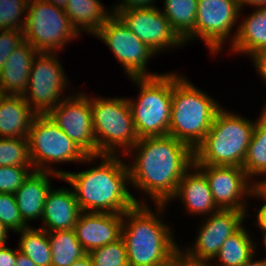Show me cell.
<instances>
[{
  "mask_svg": "<svg viewBox=\"0 0 266 266\" xmlns=\"http://www.w3.org/2000/svg\"><path fill=\"white\" fill-rule=\"evenodd\" d=\"M250 232L242 225L228 237L214 260L216 266H243L252 256L256 255V244Z\"/></svg>",
  "mask_w": 266,
  "mask_h": 266,
  "instance_id": "d4e9b609",
  "label": "cell"
},
{
  "mask_svg": "<svg viewBox=\"0 0 266 266\" xmlns=\"http://www.w3.org/2000/svg\"><path fill=\"white\" fill-rule=\"evenodd\" d=\"M15 266H37L28 256L19 251L17 247V259Z\"/></svg>",
  "mask_w": 266,
  "mask_h": 266,
  "instance_id": "60d3db41",
  "label": "cell"
},
{
  "mask_svg": "<svg viewBox=\"0 0 266 266\" xmlns=\"http://www.w3.org/2000/svg\"><path fill=\"white\" fill-rule=\"evenodd\" d=\"M0 166L32 167L27 138H0Z\"/></svg>",
  "mask_w": 266,
  "mask_h": 266,
  "instance_id": "f546056e",
  "label": "cell"
},
{
  "mask_svg": "<svg viewBox=\"0 0 266 266\" xmlns=\"http://www.w3.org/2000/svg\"><path fill=\"white\" fill-rule=\"evenodd\" d=\"M121 155H98V165L81 172H69L66 181L76 196L81 212L124 214L137 204H146L130 192V172Z\"/></svg>",
  "mask_w": 266,
  "mask_h": 266,
  "instance_id": "7a4b0ae2",
  "label": "cell"
},
{
  "mask_svg": "<svg viewBox=\"0 0 266 266\" xmlns=\"http://www.w3.org/2000/svg\"><path fill=\"white\" fill-rule=\"evenodd\" d=\"M72 26L80 34L95 35L113 14L100 0H68L64 8Z\"/></svg>",
  "mask_w": 266,
  "mask_h": 266,
  "instance_id": "cb8c5ba5",
  "label": "cell"
},
{
  "mask_svg": "<svg viewBox=\"0 0 266 266\" xmlns=\"http://www.w3.org/2000/svg\"><path fill=\"white\" fill-rule=\"evenodd\" d=\"M58 60L57 53L39 52L33 61L23 97L37 115H47L69 96L63 94L69 79Z\"/></svg>",
  "mask_w": 266,
  "mask_h": 266,
  "instance_id": "30bf717a",
  "label": "cell"
},
{
  "mask_svg": "<svg viewBox=\"0 0 266 266\" xmlns=\"http://www.w3.org/2000/svg\"><path fill=\"white\" fill-rule=\"evenodd\" d=\"M46 2L52 3L56 7L64 9L67 5L68 0H45Z\"/></svg>",
  "mask_w": 266,
  "mask_h": 266,
  "instance_id": "7dc6e473",
  "label": "cell"
},
{
  "mask_svg": "<svg viewBox=\"0 0 266 266\" xmlns=\"http://www.w3.org/2000/svg\"><path fill=\"white\" fill-rule=\"evenodd\" d=\"M39 52L29 42L24 41L8 57L0 71V94L22 95L28 88L30 70Z\"/></svg>",
  "mask_w": 266,
  "mask_h": 266,
  "instance_id": "44dd1931",
  "label": "cell"
},
{
  "mask_svg": "<svg viewBox=\"0 0 266 266\" xmlns=\"http://www.w3.org/2000/svg\"><path fill=\"white\" fill-rule=\"evenodd\" d=\"M248 211L223 210L205 217L198 230L195 242L184 250L189 257L197 260L212 261L218 254L225 240L235 233L250 217Z\"/></svg>",
  "mask_w": 266,
  "mask_h": 266,
  "instance_id": "2e32d148",
  "label": "cell"
},
{
  "mask_svg": "<svg viewBox=\"0 0 266 266\" xmlns=\"http://www.w3.org/2000/svg\"><path fill=\"white\" fill-rule=\"evenodd\" d=\"M180 199L191 215L209 216L219 209L213 201L206 176L193 164L181 178L172 200Z\"/></svg>",
  "mask_w": 266,
  "mask_h": 266,
  "instance_id": "ac0fdd59",
  "label": "cell"
},
{
  "mask_svg": "<svg viewBox=\"0 0 266 266\" xmlns=\"http://www.w3.org/2000/svg\"><path fill=\"white\" fill-rule=\"evenodd\" d=\"M91 110L98 155H126L139 140L127 98L93 96Z\"/></svg>",
  "mask_w": 266,
  "mask_h": 266,
  "instance_id": "52a82bcc",
  "label": "cell"
},
{
  "mask_svg": "<svg viewBox=\"0 0 266 266\" xmlns=\"http://www.w3.org/2000/svg\"><path fill=\"white\" fill-rule=\"evenodd\" d=\"M172 73V105L168 134L193 150L203 141L222 108L218 101L184 75Z\"/></svg>",
  "mask_w": 266,
  "mask_h": 266,
  "instance_id": "277c9868",
  "label": "cell"
},
{
  "mask_svg": "<svg viewBox=\"0 0 266 266\" xmlns=\"http://www.w3.org/2000/svg\"><path fill=\"white\" fill-rule=\"evenodd\" d=\"M155 2L156 0H121V2H117L115 5L113 4L111 9L123 10L128 8H150L156 6Z\"/></svg>",
  "mask_w": 266,
  "mask_h": 266,
  "instance_id": "74e56055",
  "label": "cell"
},
{
  "mask_svg": "<svg viewBox=\"0 0 266 266\" xmlns=\"http://www.w3.org/2000/svg\"><path fill=\"white\" fill-rule=\"evenodd\" d=\"M81 213L73 188L50 189L47 194L40 229L52 232L71 230Z\"/></svg>",
  "mask_w": 266,
  "mask_h": 266,
  "instance_id": "ffe728a7",
  "label": "cell"
},
{
  "mask_svg": "<svg viewBox=\"0 0 266 266\" xmlns=\"http://www.w3.org/2000/svg\"><path fill=\"white\" fill-rule=\"evenodd\" d=\"M259 115L242 167L253 183L252 178L266 173V114L261 111Z\"/></svg>",
  "mask_w": 266,
  "mask_h": 266,
  "instance_id": "484cf974",
  "label": "cell"
},
{
  "mask_svg": "<svg viewBox=\"0 0 266 266\" xmlns=\"http://www.w3.org/2000/svg\"><path fill=\"white\" fill-rule=\"evenodd\" d=\"M198 0H164L161 12L172 29L185 41L195 30Z\"/></svg>",
  "mask_w": 266,
  "mask_h": 266,
  "instance_id": "4316f807",
  "label": "cell"
},
{
  "mask_svg": "<svg viewBox=\"0 0 266 266\" xmlns=\"http://www.w3.org/2000/svg\"><path fill=\"white\" fill-rule=\"evenodd\" d=\"M123 214L81 212L74 226L78 241L86 253L122 237Z\"/></svg>",
  "mask_w": 266,
  "mask_h": 266,
  "instance_id": "e0dca14e",
  "label": "cell"
},
{
  "mask_svg": "<svg viewBox=\"0 0 266 266\" xmlns=\"http://www.w3.org/2000/svg\"><path fill=\"white\" fill-rule=\"evenodd\" d=\"M19 238L18 249L28 256L37 266H51V245L46 230L29 226L17 232Z\"/></svg>",
  "mask_w": 266,
  "mask_h": 266,
  "instance_id": "f1b7e54d",
  "label": "cell"
},
{
  "mask_svg": "<svg viewBox=\"0 0 266 266\" xmlns=\"http://www.w3.org/2000/svg\"><path fill=\"white\" fill-rule=\"evenodd\" d=\"M260 230H262V233L263 236H262V239H263V247H265V250H266V227H259Z\"/></svg>",
  "mask_w": 266,
  "mask_h": 266,
  "instance_id": "c3c4849f",
  "label": "cell"
},
{
  "mask_svg": "<svg viewBox=\"0 0 266 266\" xmlns=\"http://www.w3.org/2000/svg\"><path fill=\"white\" fill-rule=\"evenodd\" d=\"M266 257V256H265ZM255 255L252 256L243 266H266V258L254 260Z\"/></svg>",
  "mask_w": 266,
  "mask_h": 266,
  "instance_id": "f6af8a7d",
  "label": "cell"
},
{
  "mask_svg": "<svg viewBox=\"0 0 266 266\" xmlns=\"http://www.w3.org/2000/svg\"><path fill=\"white\" fill-rule=\"evenodd\" d=\"M0 247V266H15L17 259V249L6 246Z\"/></svg>",
  "mask_w": 266,
  "mask_h": 266,
  "instance_id": "f35d334b",
  "label": "cell"
},
{
  "mask_svg": "<svg viewBox=\"0 0 266 266\" xmlns=\"http://www.w3.org/2000/svg\"><path fill=\"white\" fill-rule=\"evenodd\" d=\"M210 262L211 261L191 258L179 248L175 252L168 266H212V263Z\"/></svg>",
  "mask_w": 266,
  "mask_h": 266,
  "instance_id": "d590c367",
  "label": "cell"
},
{
  "mask_svg": "<svg viewBox=\"0 0 266 266\" xmlns=\"http://www.w3.org/2000/svg\"><path fill=\"white\" fill-rule=\"evenodd\" d=\"M71 266H93L92 259L89 253H86L81 258L77 259Z\"/></svg>",
  "mask_w": 266,
  "mask_h": 266,
  "instance_id": "7bdbcfd3",
  "label": "cell"
},
{
  "mask_svg": "<svg viewBox=\"0 0 266 266\" xmlns=\"http://www.w3.org/2000/svg\"><path fill=\"white\" fill-rule=\"evenodd\" d=\"M263 178L259 180L254 179V185L263 193L266 195V173L262 175Z\"/></svg>",
  "mask_w": 266,
  "mask_h": 266,
  "instance_id": "bcb514c9",
  "label": "cell"
},
{
  "mask_svg": "<svg viewBox=\"0 0 266 266\" xmlns=\"http://www.w3.org/2000/svg\"><path fill=\"white\" fill-rule=\"evenodd\" d=\"M10 230H8L2 222H0V247L7 244L8 239V233Z\"/></svg>",
  "mask_w": 266,
  "mask_h": 266,
  "instance_id": "ee69618b",
  "label": "cell"
},
{
  "mask_svg": "<svg viewBox=\"0 0 266 266\" xmlns=\"http://www.w3.org/2000/svg\"><path fill=\"white\" fill-rule=\"evenodd\" d=\"M262 109V111L266 114V105Z\"/></svg>",
  "mask_w": 266,
  "mask_h": 266,
  "instance_id": "681fc988",
  "label": "cell"
},
{
  "mask_svg": "<svg viewBox=\"0 0 266 266\" xmlns=\"http://www.w3.org/2000/svg\"><path fill=\"white\" fill-rule=\"evenodd\" d=\"M33 170L48 171L63 177L66 171L51 164L64 162L94 163L98 155L89 156L72 141L48 115H36L27 137Z\"/></svg>",
  "mask_w": 266,
  "mask_h": 266,
  "instance_id": "ba28073f",
  "label": "cell"
},
{
  "mask_svg": "<svg viewBox=\"0 0 266 266\" xmlns=\"http://www.w3.org/2000/svg\"><path fill=\"white\" fill-rule=\"evenodd\" d=\"M238 4L241 8V10L244 8H246V6H253V8L255 7H259V6H266V0H237Z\"/></svg>",
  "mask_w": 266,
  "mask_h": 266,
  "instance_id": "b9f144b4",
  "label": "cell"
},
{
  "mask_svg": "<svg viewBox=\"0 0 266 266\" xmlns=\"http://www.w3.org/2000/svg\"><path fill=\"white\" fill-rule=\"evenodd\" d=\"M36 115L22 95L0 94V138H27Z\"/></svg>",
  "mask_w": 266,
  "mask_h": 266,
  "instance_id": "603a6c76",
  "label": "cell"
},
{
  "mask_svg": "<svg viewBox=\"0 0 266 266\" xmlns=\"http://www.w3.org/2000/svg\"><path fill=\"white\" fill-rule=\"evenodd\" d=\"M123 23L156 54L179 48L184 41L172 29L169 20L158 6L112 10Z\"/></svg>",
  "mask_w": 266,
  "mask_h": 266,
  "instance_id": "5bb4252c",
  "label": "cell"
},
{
  "mask_svg": "<svg viewBox=\"0 0 266 266\" xmlns=\"http://www.w3.org/2000/svg\"><path fill=\"white\" fill-rule=\"evenodd\" d=\"M32 171L33 167L0 166V193L14 194Z\"/></svg>",
  "mask_w": 266,
  "mask_h": 266,
  "instance_id": "836d02e7",
  "label": "cell"
},
{
  "mask_svg": "<svg viewBox=\"0 0 266 266\" xmlns=\"http://www.w3.org/2000/svg\"><path fill=\"white\" fill-rule=\"evenodd\" d=\"M0 222L15 233L29 227L21 218L14 194L0 193Z\"/></svg>",
  "mask_w": 266,
  "mask_h": 266,
  "instance_id": "d6a6232c",
  "label": "cell"
},
{
  "mask_svg": "<svg viewBox=\"0 0 266 266\" xmlns=\"http://www.w3.org/2000/svg\"><path fill=\"white\" fill-rule=\"evenodd\" d=\"M51 177L62 179L56 173L33 170L14 193L21 218L29 226V222L42 219L47 194L53 188Z\"/></svg>",
  "mask_w": 266,
  "mask_h": 266,
  "instance_id": "d6986e66",
  "label": "cell"
},
{
  "mask_svg": "<svg viewBox=\"0 0 266 266\" xmlns=\"http://www.w3.org/2000/svg\"><path fill=\"white\" fill-rule=\"evenodd\" d=\"M93 266H129L123 238L89 252Z\"/></svg>",
  "mask_w": 266,
  "mask_h": 266,
  "instance_id": "1f68e13d",
  "label": "cell"
},
{
  "mask_svg": "<svg viewBox=\"0 0 266 266\" xmlns=\"http://www.w3.org/2000/svg\"><path fill=\"white\" fill-rule=\"evenodd\" d=\"M28 2L29 0H0V30H23Z\"/></svg>",
  "mask_w": 266,
  "mask_h": 266,
  "instance_id": "4dcf8cb0",
  "label": "cell"
},
{
  "mask_svg": "<svg viewBox=\"0 0 266 266\" xmlns=\"http://www.w3.org/2000/svg\"><path fill=\"white\" fill-rule=\"evenodd\" d=\"M250 58L253 62V66H255V69L257 70V73L260 74V77L263 78L266 84V51L256 53Z\"/></svg>",
  "mask_w": 266,
  "mask_h": 266,
  "instance_id": "ab89813d",
  "label": "cell"
},
{
  "mask_svg": "<svg viewBox=\"0 0 266 266\" xmlns=\"http://www.w3.org/2000/svg\"><path fill=\"white\" fill-rule=\"evenodd\" d=\"M241 11L237 0H198L195 30L184 43L200 39L218 56L235 24L239 26Z\"/></svg>",
  "mask_w": 266,
  "mask_h": 266,
  "instance_id": "7c38bea8",
  "label": "cell"
},
{
  "mask_svg": "<svg viewBox=\"0 0 266 266\" xmlns=\"http://www.w3.org/2000/svg\"><path fill=\"white\" fill-rule=\"evenodd\" d=\"M76 92L61 101L47 115L89 156L98 155L93 129L91 96Z\"/></svg>",
  "mask_w": 266,
  "mask_h": 266,
  "instance_id": "4fadbf2b",
  "label": "cell"
},
{
  "mask_svg": "<svg viewBox=\"0 0 266 266\" xmlns=\"http://www.w3.org/2000/svg\"><path fill=\"white\" fill-rule=\"evenodd\" d=\"M125 156L133 158L127 165L131 184L154 204L168 205L184 173L194 164V150L169 134L139 138Z\"/></svg>",
  "mask_w": 266,
  "mask_h": 266,
  "instance_id": "6da1fadb",
  "label": "cell"
},
{
  "mask_svg": "<svg viewBox=\"0 0 266 266\" xmlns=\"http://www.w3.org/2000/svg\"><path fill=\"white\" fill-rule=\"evenodd\" d=\"M51 245V266H71L86 254L74 229L47 232Z\"/></svg>",
  "mask_w": 266,
  "mask_h": 266,
  "instance_id": "83f0119b",
  "label": "cell"
},
{
  "mask_svg": "<svg viewBox=\"0 0 266 266\" xmlns=\"http://www.w3.org/2000/svg\"><path fill=\"white\" fill-rule=\"evenodd\" d=\"M250 197L253 199L254 197H258V199H265V203L260 206L259 210L256 209V221L255 225L257 227H266V195L263 194L254 184L251 189ZM258 211V212H257Z\"/></svg>",
  "mask_w": 266,
  "mask_h": 266,
  "instance_id": "8d00e7d4",
  "label": "cell"
},
{
  "mask_svg": "<svg viewBox=\"0 0 266 266\" xmlns=\"http://www.w3.org/2000/svg\"><path fill=\"white\" fill-rule=\"evenodd\" d=\"M209 183L218 209L247 211L253 182L238 166L195 165Z\"/></svg>",
  "mask_w": 266,
  "mask_h": 266,
  "instance_id": "9a60e30c",
  "label": "cell"
},
{
  "mask_svg": "<svg viewBox=\"0 0 266 266\" xmlns=\"http://www.w3.org/2000/svg\"><path fill=\"white\" fill-rule=\"evenodd\" d=\"M252 12L241 20L236 32H233L229 42L231 53L251 57L266 51V6L255 7Z\"/></svg>",
  "mask_w": 266,
  "mask_h": 266,
  "instance_id": "7402d4cb",
  "label": "cell"
},
{
  "mask_svg": "<svg viewBox=\"0 0 266 266\" xmlns=\"http://www.w3.org/2000/svg\"><path fill=\"white\" fill-rule=\"evenodd\" d=\"M23 35L38 52L57 53L80 34L64 9L45 0H29Z\"/></svg>",
  "mask_w": 266,
  "mask_h": 266,
  "instance_id": "9c48e42d",
  "label": "cell"
},
{
  "mask_svg": "<svg viewBox=\"0 0 266 266\" xmlns=\"http://www.w3.org/2000/svg\"><path fill=\"white\" fill-rule=\"evenodd\" d=\"M138 86L137 99L128 98L139 138L168 135L172 105V72L129 78Z\"/></svg>",
  "mask_w": 266,
  "mask_h": 266,
  "instance_id": "8992f818",
  "label": "cell"
},
{
  "mask_svg": "<svg viewBox=\"0 0 266 266\" xmlns=\"http://www.w3.org/2000/svg\"><path fill=\"white\" fill-rule=\"evenodd\" d=\"M166 204H137L123 214L122 238L129 266H168L180 248L162 220ZM161 216V217H160Z\"/></svg>",
  "mask_w": 266,
  "mask_h": 266,
  "instance_id": "3957f363",
  "label": "cell"
},
{
  "mask_svg": "<svg viewBox=\"0 0 266 266\" xmlns=\"http://www.w3.org/2000/svg\"><path fill=\"white\" fill-rule=\"evenodd\" d=\"M94 37L111 50L128 78L160 75L158 72L150 73L147 69V63L157 55L156 52L142 42L116 14L107 19Z\"/></svg>",
  "mask_w": 266,
  "mask_h": 266,
  "instance_id": "8fae6325",
  "label": "cell"
},
{
  "mask_svg": "<svg viewBox=\"0 0 266 266\" xmlns=\"http://www.w3.org/2000/svg\"><path fill=\"white\" fill-rule=\"evenodd\" d=\"M23 42V30H0V71L9 55Z\"/></svg>",
  "mask_w": 266,
  "mask_h": 266,
  "instance_id": "e575fe53",
  "label": "cell"
},
{
  "mask_svg": "<svg viewBox=\"0 0 266 266\" xmlns=\"http://www.w3.org/2000/svg\"><path fill=\"white\" fill-rule=\"evenodd\" d=\"M222 107L194 150V165L243 167L256 121Z\"/></svg>",
  "mask_w": 266,
  "mask_h": 266,
  "instance_id": "5b68a950",
  "label": "cell"
}]
</instances>
